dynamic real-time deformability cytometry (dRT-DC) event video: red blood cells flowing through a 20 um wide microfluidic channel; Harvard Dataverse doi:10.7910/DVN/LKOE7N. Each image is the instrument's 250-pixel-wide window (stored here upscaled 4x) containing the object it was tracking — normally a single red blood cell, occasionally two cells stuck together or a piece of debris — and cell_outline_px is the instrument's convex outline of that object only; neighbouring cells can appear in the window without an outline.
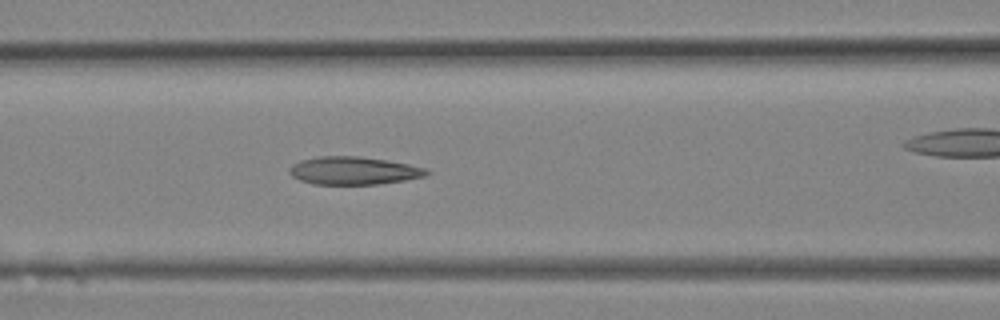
{"species": "Egyptian fruit bat (a non-hibernating species)", "species_latin": "Rousettus aegyptiacus", "temperature_condition": "room temperature", "stored_images_in_passage": 9, "segment_of_instrument_passage": [1, 2], "camera_frame_rate_fps": 3000, "um_per_image_px": 0.085, "animal": {"sex": "female"}, "frame": {"image": 1, "passage_image": 8, "time_ms": 2.333, "image_size_px": [1000, 320], "cell_outline_px": [[432, 172], [424, 176], [404, 180], [376, 184], [312, 184], [300, 180], [292, 176], [288, 172], [288, 168], [292, 164], [300, 160], [320, 156], [360, 156], [388, 160], [428, 168]], "centroid_in_image_um": [30.05, 14.5], "position_along_channel_um": 136.6, "area_um2": 22.43}}